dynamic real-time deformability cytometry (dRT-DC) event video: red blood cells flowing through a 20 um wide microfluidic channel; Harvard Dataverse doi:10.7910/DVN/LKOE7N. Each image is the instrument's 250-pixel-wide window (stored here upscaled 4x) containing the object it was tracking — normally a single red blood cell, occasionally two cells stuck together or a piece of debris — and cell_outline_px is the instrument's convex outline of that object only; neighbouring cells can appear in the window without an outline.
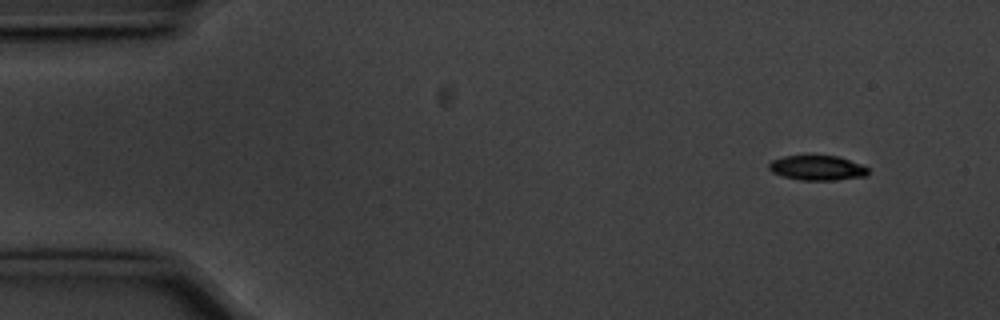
{"species": "common noctule bat (a hibernating species)", "species_latin": "Nyctalus noctula", "temperature_condition": "cold", "stored_images_in_passage": 53, "segment_of_instrument_passage": [1, 2], "camera_frame_rate_fps": 3000, "um_per_image_px": 0.085, "animal": {"sex": "male", "body_mass_g": 20.1, "forearm_length_mm": 53.5}, "frame": {"image": 1, "passage_image": 1, "time_ms": 0.0, "image_size_px": [1000, 320], "cell_outline_px": [[868, 172], [864, 176], [836, 180], [800, 180], [784, 176], [772, 172], [768, 168], [768, 164], [772, 160], [784, 156], [804, 152], [840, 156], [860, 164], [868, 168]], "centroid_in_image_um": [69.42, 14.21], "position_along_channel_um": 15.6, "area_um2": 15.03}}
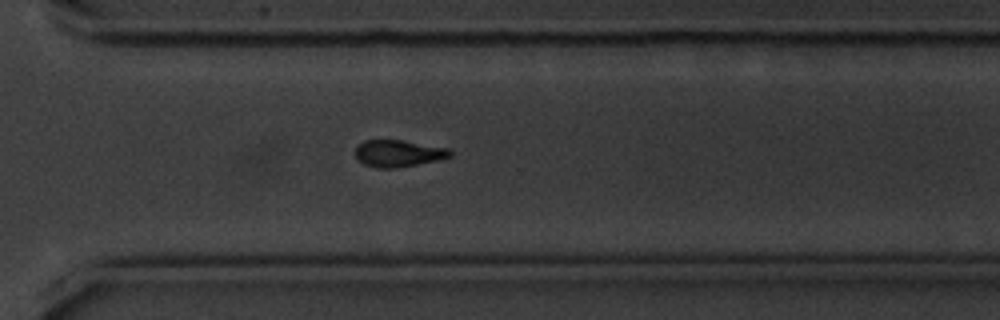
{"frame": {"image": 2, "passage_image": 36, "time_ms": 11.667, "image_size_px": [1000, 320], "cell_outline_px": [[452, 156], [436, 160], [396, 168], [376, 168], [364, 164], [356, 156], [356, 148], [364, 140], [400, 140], [448, 148], [452, 152]], "centroid_in_image_um": [33.85, 13.04], "position_along_channel_um": 336.7, "area_um2": 14.57}}
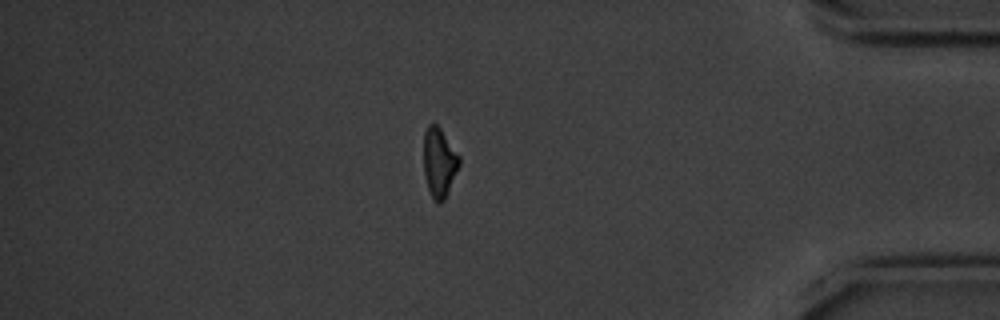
{"frame": {"image": 3, "passage_image": 44, "time_ms": 14.333, "image_size_px": [1000, 320], "cell_outline_px": [[460, 164], [444, 200], [440, 204], [436, 204], [432, 200], [424, 176], [424, 132], [428, 124], [436, 124], [440, 128], [460, 156]], "centroid_in_image_um": [37.32, 13.84], "position_along_channel_um": 397.9, "area_um2": 14.45}}